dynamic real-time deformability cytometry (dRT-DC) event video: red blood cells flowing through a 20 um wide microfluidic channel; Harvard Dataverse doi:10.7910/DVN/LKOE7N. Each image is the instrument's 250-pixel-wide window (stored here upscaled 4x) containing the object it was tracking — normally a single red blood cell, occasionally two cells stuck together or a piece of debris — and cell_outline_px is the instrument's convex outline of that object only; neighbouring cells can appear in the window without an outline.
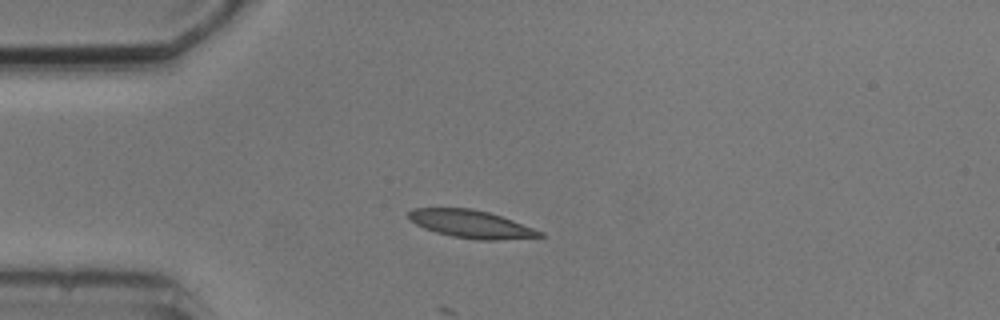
{"species": "common noctule bat (a hibernating species)", "species_latin": "Nyctalus noctula", "temperature_condition": "cold", "stored_images_in_passage": 4, "camera_frame_rate_fps": 3000, "um_per_image_px": 0.085, "animal": {"sex": "male", "body_mass_g": 20.5, "forearm_length_mm": 52.5}, "frame": {"image": 1, "passage_image": 2, "time_ms": 1.333, "image_size_px": [1000, 320], "cell_outline_px": [[544, 236], [496, 240], [480, 240], [452, 236], [436, 232], [424, 228], [416, 224], [408, 216], [408, 212], [412, 208], [472, 208], [488, 212], [512, 220], [544, 232]], "centroid_in_image_um": [40.04, 19.04], "position_along_channel_um": 45.0, "area_um2": 20.98}}
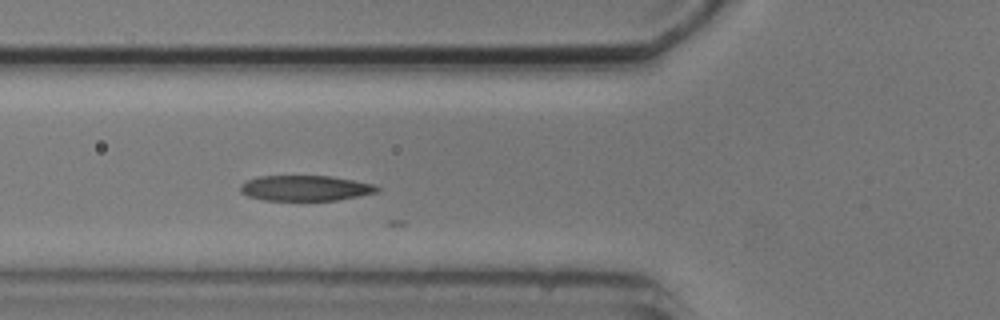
{"frame": {"image": 2, "passage_image": 4, "time_ms": 3.333, "image_size_px": [1000, 320], "cell_outline_px": [[380, 188], [376, 192], [336, 200], [264, 200], [248, 196], [240, 192], [240, 184], [244, 180], [260, 176], [332, 176], [372, 184]], "centroid_in_image_um": [25.87, 15.98], "position_along_channel_um": 99.9, "area_um2": 20.11}}